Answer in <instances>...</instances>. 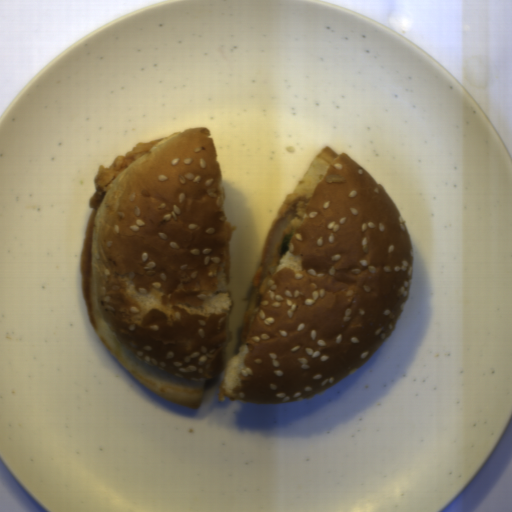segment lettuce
Returning <instances> with one entry per match:
<instances>
[{
  "label": "lettuce",
  "mask_w": 512,
  "mask_h": 512,
  "mask_svg": "<svg viewBox=\"0 0 512 512\" xmlns=\"http://www.w3.org/2000/svg\"><path fill=\"white\" fill-rule=\"evenodd\" d=\"M220 374L216 376H212L209 380L204 382L203 389H209L215 386L219 382Z\"/></svg>",
  "instance_id": "obj_2"
},
{
  "label": "lettuce",
  "mask_w": 512,
  "mask_h": 512,
  "mask_svg": "<svg viewBox=\"0 0 512 512\" xmlns=\"http://www.w3.org/2000/svg\"><path fill=\"white\" fill-rule=\"evenodd\" d=\"M293 233L291 234H288L281 242H280V250H279V253L281 255V257H283L289 250L290 248V244H291V241H292V237H293Z\"/></svg>",
  "instance_id": "obj_1"
},
{
  "label": "lettuce",
  "mask_w": 512,
  "mask_h": 512,
  "mask_svg": "<svg viewBox=\"0 0 512 512\" xmlns=\"http://www.w3.org/2000/svg\"><path fill=\"white\" fill-rule=\"evenodd\" d=\"M241 330H242V327L238 328V331H237V337H236V342H235V345L233 347V353L236 354L238 353L243 341L240 340V336H241Z\"/></svg>",
  "instance_id": "obj_3"
}]
</instances>
